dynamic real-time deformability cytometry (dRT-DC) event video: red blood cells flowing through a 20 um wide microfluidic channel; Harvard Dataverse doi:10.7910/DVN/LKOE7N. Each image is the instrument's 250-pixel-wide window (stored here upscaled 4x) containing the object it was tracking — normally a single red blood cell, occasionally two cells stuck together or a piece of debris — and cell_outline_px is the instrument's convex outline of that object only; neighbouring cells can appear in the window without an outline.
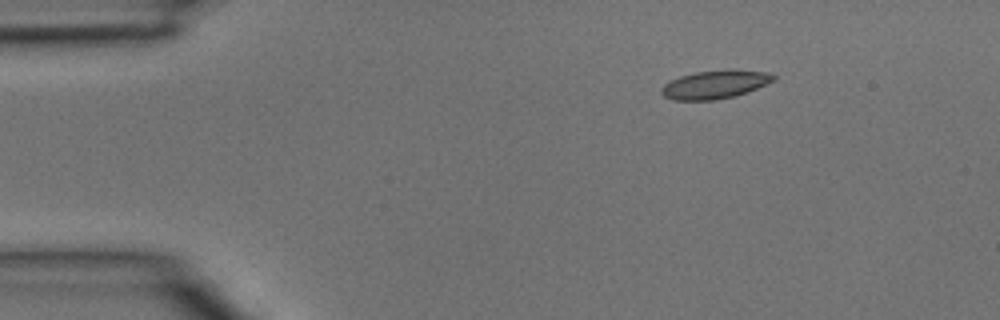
{"species": "common noctule bat (a hibernating species)", "species_latin": "Nyctalus noctula", "temperature_condition": "room temperature", "stored_images_in_passage": 3, "camera_frame_rate_fps": 3000, "um_per_image_px": 0.085, "animal": {"sex": "male", "body_mass_g": 15.6}, "frame": {"image": 1, "passage_image": 2, "time_ms": 0.333, "image_size_px": [1000, 320], "cell_outline_px": [[776, 80], [756, 88], [732, 96], [712, 100], [672, 100], [664, 96], [660, 92], [660, 88], [664, 84], [680, 76], [696, 72], [732, 68], [768, 72], [776, 76]], "centroid_in_image_um": [60.77, 7.16], "position_along_channel_um": 24.2, "area_um2": 18.55}}